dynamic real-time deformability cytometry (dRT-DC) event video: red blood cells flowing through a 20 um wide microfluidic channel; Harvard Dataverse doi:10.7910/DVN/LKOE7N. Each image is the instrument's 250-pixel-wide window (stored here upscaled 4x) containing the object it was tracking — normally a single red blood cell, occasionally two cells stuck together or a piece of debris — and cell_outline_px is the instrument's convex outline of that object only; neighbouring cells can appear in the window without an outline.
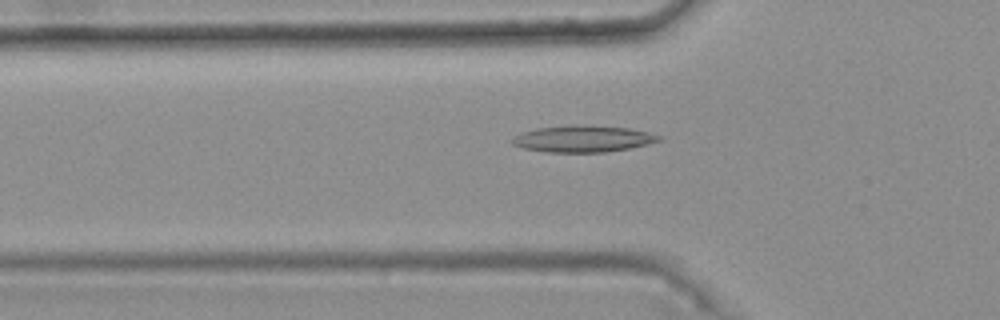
{"species": "common noctule bat (a hibernating species)", "species_latin": "Nyctalus noctula", "temperature_condition": "warm", "stored_images_in_passage": 49, "camera_frame_rate_fps": 3000, "um_per_image_px": 0.085, "animal": {"sex": "female", "body_mass_g": 25.1}, "frame": {"image": 1, "passage_image": 18, "time_ms": 5.667, "image_size_px": [1000, 320], "cell_outline_px": [[660, 140], [628, 148], [604, 152], [548, 152], [524, 148], [512, 144], [508, 140], [520, 132], [536, 128], [568, 124], [572, 124], [628, 128], [648, 132], [660, 136]], "centroid_in_image_um": [49.44, 11.78], "position_along_channel_um": 76.4, "area_um2": 22.66}}
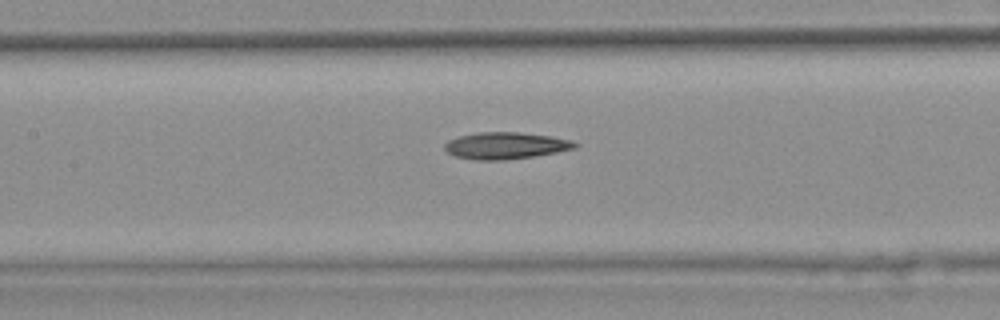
{"frame": {"image": 2, "passage_image": 25, "time_ms": 8.0, "image_size_px": [1000, 320], "cell_outline_px": [[580, 144], [576, 148], [536, 156], [504, 160], [476, 160], [456, 156], [448, 152], [444, 148], [444, 144], [448, 140], [460, 136], [480, 132], [516, 132], [552, 136], [572, 140]], "centroid_in_image_um": [43.01, 12.38], "position_along_channel_um": 164.4, "area_um2": 20.35}}
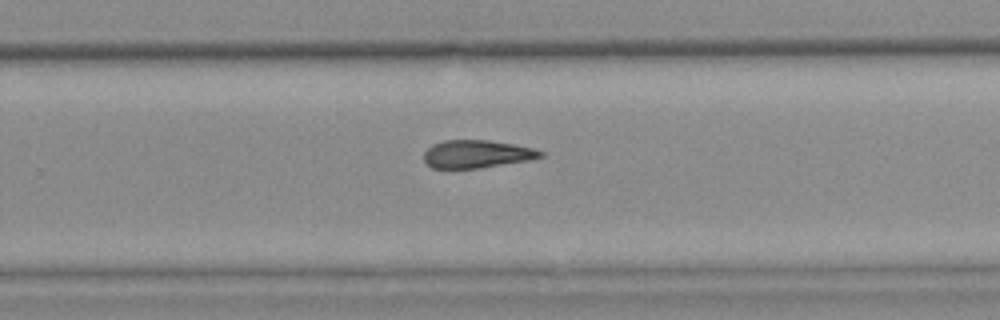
{"frame": {"image": 3, "passage_image": 35, "time_ms": 11.333, "image_size_px": [1000, 320], "cell_outline_px": [[544, 156], [528, 160], [480, 168], [432, 168], [424, 160], [424, 152], [432, 144], [444, 140], [488, 140], [512, 144], [532, 148], [544, 152]], "centroid_in_image_um": [40.51, 13.09], "position_along_channel_um": 289.3, "area_um2": 18.79}}